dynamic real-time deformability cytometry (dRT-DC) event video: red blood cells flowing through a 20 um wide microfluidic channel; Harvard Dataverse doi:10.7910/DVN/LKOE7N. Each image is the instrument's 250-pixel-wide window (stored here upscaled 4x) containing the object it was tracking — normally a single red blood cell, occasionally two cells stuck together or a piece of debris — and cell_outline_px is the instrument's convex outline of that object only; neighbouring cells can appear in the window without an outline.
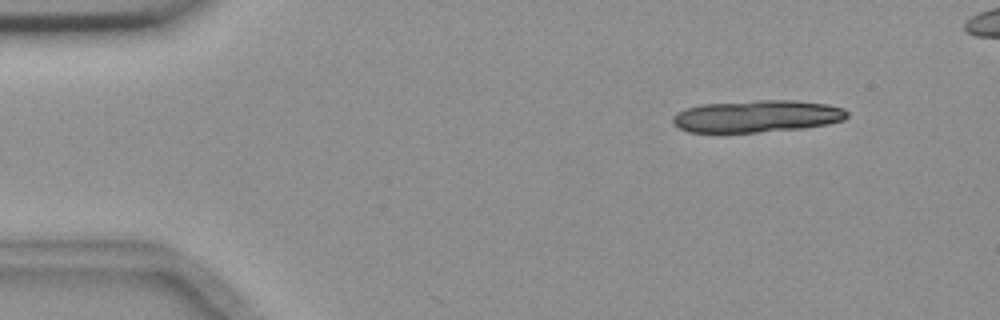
{"species": "common noctule bat (a hibernating species)", "species_latin": "Nyctalus noctula", "temperature_condition": "room temperature", "stored_images_in_passage": 2, "segment_of_instrument_passage": [2, 2], "camera_frame_rate_fps": 3000, "um_per_image_px": 0.085, "animal": {"sex": "female", "body_mass_g": 18.4}, "frame": {"image": 1, "passage_image": 2, "time_ms": 2.0, "image_size_px": [1000, 320], "cell_outline_px": [[848, 116], [844, 120], [828, 124], [804, 128], [756, 132], [688, 132], [672, 124], [672, 116], [676, 112], [684, 108], [700, 104], [756, 100], [796, 100], [828, 104], [844, 108], [848, 112]], "centroid_in_image_um": [64.33, 9.87], "position_along_channel_um": 20.7, "area_um2": 33.0}}